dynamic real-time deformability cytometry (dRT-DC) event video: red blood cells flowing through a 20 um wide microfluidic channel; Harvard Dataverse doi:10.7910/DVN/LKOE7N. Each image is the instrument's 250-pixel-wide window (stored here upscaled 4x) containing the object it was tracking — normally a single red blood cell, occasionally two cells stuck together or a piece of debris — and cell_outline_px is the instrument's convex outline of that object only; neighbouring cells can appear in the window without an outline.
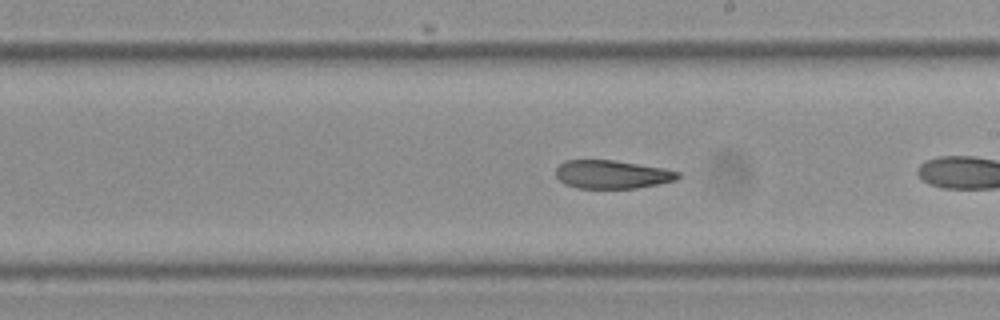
{"species": "Egyptian fruit bat (a non-hibernating species)", "species_latin": "Rousettus aegyptiacus", "temperature_condition": "cold", "stored_images_in_passage": 21, "camera_frame_rate_fps": 3000, "um_per_image_px": 0.085, "frame": {"image": 1, "passage_image": 15, "time_ms": 4.667, "image_size_px": [1000, 320], "cell_outline_px": [[680, 176], [676, 180], [636, 188], [576, 188], [564, 184], [556, 176], [556, 168], [564, 160], [612, 160], [664, 168], [680, 172]], "centroid_in_image_um": [52.0, 14.82], "position_along_channel_um": 237.0, "area_um2": 20.11}}